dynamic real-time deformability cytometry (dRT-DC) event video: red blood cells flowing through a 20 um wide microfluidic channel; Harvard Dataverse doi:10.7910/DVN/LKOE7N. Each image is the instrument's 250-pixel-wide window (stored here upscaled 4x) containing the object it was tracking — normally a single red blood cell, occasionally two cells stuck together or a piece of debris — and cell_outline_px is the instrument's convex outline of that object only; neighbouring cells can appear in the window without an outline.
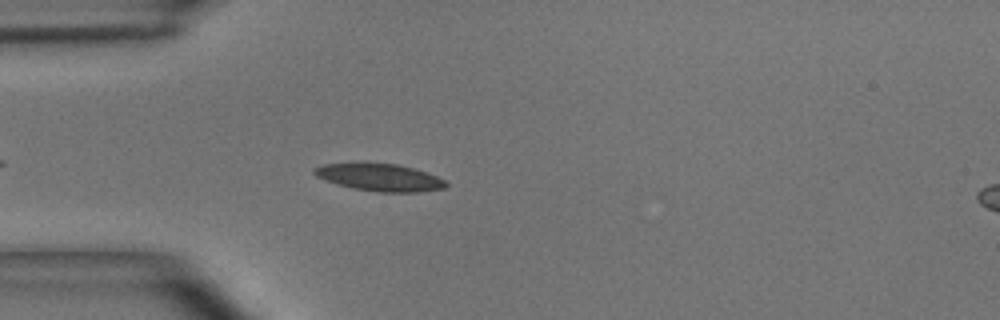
{"species": "common noctule bat (a hibernating species)", "species_latin": "Nyctalus noctula", "temperature_condition": "room temperature", "stored_images_in_passage": 5, "camera_frame_rate_fps": 3000, "um_per_image_px": 0.085, "animal": {"sex": "male", "body_mass_g": 15.6}, "frame": {"image": 1, "passage_image": 5, "time_ms": 1.333, "image_size_px": [1000, 320], "cell_outline_px": [[448, 184], [444, 188], [420, 192], [380, 192], [352, 188], [336, 184], [316, 176], [312, 172], [312, 168], [324, 164], [360, 160], [364, 160], [396, 164], [412, 168], [436, 176], [444, 180]], "centroid_in_image_um": [32.18, 15.03], "position_along_channel_um": 52.8, "area_um2": 21.62}}